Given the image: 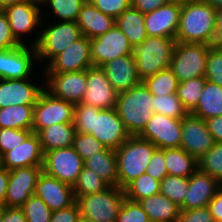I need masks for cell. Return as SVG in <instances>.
Segmentation results:
<instances>
[{"label": "cell", "mask_w": 222, "mask_h": 222, "mask_svg": "<svg viewBox=\"0 0 222 222\" xmlns=\"http://www.w3.org/2000/svg\"><path fill=\"white\" fill-rule=\"evenodd\" d=\"M73 124L76 132L91 134L114 150L131 136L115 108L99 109L82 103L75 104Z\"/></svg>", "instance_id": "6da1fadb"}, {"label": "cell", "mask_w": 222, "mask_h": 222, "mask_svg": "<svg viewBox=\"0 0 222 222\" xmlns=\"http://www.w3.org/2000/svg\"><path fill=\"white\" fill-rule=\"evenodd\" d=\"M216 12L204 0H181L176 42L213 46L216 40Z\"/></svg>", "instance_id": "7a4b0ae2"}, {"label": "cell", "mask_w": 222, "mask_h": 222, "mask_svg": "<svg viewBox=\"0 0 222 222\" xmlns=\"http://www.w3.org/2000/svg\"><path fill=\"white\" fill-rule=\"evenodd\" d=\"M115 110L131 136H138L155 113L153 94L141 82L118 93Z\"/></svg>", "instance_id": "3957f363"}, {"label": "cell", "mask_w": 222, "mask_h": 222, "mask_svg": "<svg viewBox=\"0 0 222 222\" xmlns=\"http://www.w3.org/2000/svg\"><path fill=\"white\" fill-rule=\"evenodd\" d=\"M156 149L150 141L138 136H130L116 149L119 188L124 189L145 173Z\"/></svg>", "instance_id": "277c9868"}, {"label": "cell", "mask_w": 222, "mask_h": 222, "mask_svg": "<svg viewBox=\"0 0 222 222\" xmlns=\"http://www.w3.org/2000/svg\"><path fill=\"white\" fill-rule=\"evenodd\" d=\"M176 39L148 36L133 51L137 74L141 81L170 67Z\"/></svg>", "instance_id": "5b68a950"}, {"label": "cell", "mask_w": 222, "mask_h": 222, "mask_svg": "<svg viewBox=\"0 0 222 222\" xmlns=\"http://www.w3.org/2000/svg\"><path fill=\"white\" fill-rule=\"evenodd\" d=\"M82 36L77 22L57 21L43 27L31 45L36 48L37 60L44 62L47 59L48 65L58 54Z\"/></svg>", "instance_id": "8992f818"}, {"label": "cell", "mask_w": 222, "mask_h": 222, "mask_svg": "<svg viewBox=\"0 0 222 222\" xmlns=\"http://www.w3.org/2000/svg\"><path fill=\"white\" fill-rule=\"evenodd\" d=\"M124 189L109 186L102 192L76 198L80 214L94 222H116L125 200Z\"/></svg>", "instance_id": "52a82bcc"}, {"label": "cell", "mask_w": 222, "mask_h": 222, "mask_svg": "<svg viewBox=\"0 0 222 222\" xmlns=\"http://www.w3.org/2000/svg\"><path fill=\"white\" fill-rule=\"evenodd\" d=\"M210 45L176 42L170 68L178 82L205 77Z\"/></svg>", "instance_id": "ba28073f"}, {"label": "cell", "mask_w": 222, "mask_h": 222, "mask_svg": "<svg viewBox=\"0 0 222 222\" xmlns=\"http://www.w3.org/2000/svg\"><path fill=\"white\" fill-rule=\"evenodd\" d=\"M75 104L53 97L44 89L34 105L32 132L58 123H73Z\"/></svg>", "instance_id": "9c48e42d"}, {"label": "cell", "mask_w": 222, "mask_h": 222, "mask_svg": "<svg viewBox=\"0 0 222 222\" xmlns=\"http://www.w3.org/2000/svg\"><path fill=\"white\" fill-rule=\"evenodd\" d=\"M84 168V160L74 147L54 149L44 153L43 171L71 186Z\"/></svg>", "instance_id": "30bf717a"}, {"label": "cell", "mask_w": 222, "mask_h": 222, "mask_svg": "<svg viewBox=\"0 0 222 222\" xmlns=\"http://www.w3.org/2000/svg\"><path fill=\"white\" fill-rule=\"evenodd\" d=\"M181 135L182 119L154 113L138 137L164 149L180 148Z\"/></svg>", "instance_id": "8fae6325"}, {"label": "cell", "mask_w": 222, "mask_h": 222, "mask_svg": "<svg viewBox=\"0 0 222 222\" xmlns=\"http://www.w3.org/2000/svg\"><path fill=\"white\" fill-rule=\"evenodd\" d=\"M44 75L47 79L46 82H43L44 89L53 97L73 104L81 103L87 87V69L65 73H45Z\"/></svg>", "instance_id": "7c38bea8"}, {"label": "cell", "mask_w": 222, "mask_h": 222, "mask_svg": "<svg viewBox=\"0 0 222 222\" xmlns=\"http://www.w3.org/2000/svg\"><path fill=\"white\" fill-rule=\"evenodd\" d=\"M134 48L115 24L107 33L91 39V61L101 67L117 57L133 54Z\"/></svg>", "instance_id": "4fadbf2b"}, {"label": "cell", "mask_w": 222, "mask_h": 222, "mask_svg": "<svg viewBox=\"0 0 222 222\" xmlns=\"http://www.w3.org/2000/svg\"><path fill=\"white\" fill-rule=\"evenodd\" d=\"M92 66L91 39L83 35L46 65L44 73L83 71Z\"/></svg>", "instance_id": "5bb4252c"}, {"label": "cell", "mask_w": 222, "mask_h": 222, "mask_svg": "<svg viewBox=\"0 0 222 222\" xmlns=\"http://www.w3.org/2000/svg\"><path fill=\"white\" fill-rule=\"evenodd\" d=\"M41 2L36 0H27L22 3L7 6L3 12L8 18L12 35L20 44L23 42V34L31 33L39 29L42 25V12L40 10ZM41 13V14H40Z\"/></svg>", "instance_id": "9a60e30c"}, {"label": "cell", "mask_w": 222, "mask_h": 222, "mask_svg": "<svg viewBox=\"0 0 222 222\" xmlns=\"http://www.w3.org/2000/svg\"><path fill=\"white\" fill-rule=\"evenodd\" d=\"M42 171L43 166H29L10 170L5 206L21 207L31 195H34L36 183Z\"/></svg>", "instance_id": "2e32d148"}, {"label": "cell", "mask_w": 222, "mask_h": 222, "mask_svg": "<svg viewBox=\"0 0 222 222\" xmlns=\"http://www.w3.org/2000/svg\"><path fill=\"white\" fill-rule=\"evenodd\" d=\"M21 44L16 48L0 50V79L30 78L33 61L37 58L35 46ZM34 59V60H33Z\"/></svg>", "instance_id": "e0dca14e"}, {"label": "cell", "mask_w": 222, "mask_h": 222, "mask_svg": "<svg viewBox=\"0 0 222 222\" xmlns=\"http://www.w3.org/2000/svg\"><path fill=\"white\" fill-rule=\"evenodd\" d=\"M182 140L180 148L199 160L215 144L208 131L206 121L189 113L182 118Z\"/></svg>", "instance_id": "ac0fdd59"}, {"label": "cell", "mask_w": 222, "mask_h": 222, "mask_svg": "<svg viewBox=\"0 0 222 222\" xmlns=\"http://www.w3.org/2000/svg\"><path fill=\"white\" fill-rule=\"evenodd\" d=\"M118 93L113 89L104 70L98 66L87 69V87L81 103L99 109H113Z\"/></svg>", "instance_id": "d6986e66"}, {"label": "cell", "mask_w": 222, "mask_h": 222, "mask_svg": "<svg viewBox=\"0 0 222 222\" xmlns=\"http://www.w3.org/2000/svg\"><path fill=\"white\" fill-rule=\"evenodd\" d=\"M181 12V0H172L145 14L146 33L150 37L176 39Z\"/></svg>", "instance_id": "ffe728a7"}, {"label": "cell", "mask_w": 222, "mask_h": 222, "mask_svg": "<svg viewBox=\"0 0 222 222\" xmlns=\"http://www.w3.org/2000/svg\"><path fill=\"white\" fill-rule=\"evenodd\" d=\"M35 195L41 198L52 212L68 208L76 202L71 185L44 171L36 183Z\"/></svg>", "instance_id": "44dd1931"}, {"label": "cell", "mask_w": 222, "mask_h": 222, "mask_svg": "<svg viewBox=\"0 0 222 222\" xmlns=\"http://www.w3.org/2000/svg\"><path fill=\"white\" fill-rule=\"evenodd\" d=\"M31 79H0V109L11 105H35L43 86Z\"/></svg>", "instance_id": "7402d4cb"}, {"label": "cell", "mask_w": 222, "mask_h": 222, "mask_svg": "<svg viewBox=\"0 0 222 222\" xmlns=\"http://www.w3.org/2000/svg\"><path fill=\"white\" fill-rule=\"evenodd\" d=\"M44 152L37 133H31L20 145L2 155L3 168L12 170L29 166H43Z\"/></svg>", "instance_id": "603a6c76"}, {"label": "cell", "mask_w": 222, "mask_h": 222, "mask_svg": "<svg viewBox=\"0 0 222 222\" xmlns=\"http://www.w3.org/2000/svg\"><path fill=\"white\" fill-rule=\"evenodd\" d=\"M222 185L199 168L189 176V189L181 210L207 207Z\"/></svg>", "instance_id": "cb8c5ba5"}, {"label": "cell", "mask_w": 222, "mask_h": 222, "mask_svg": "<svg viewBox=\"0 0 222 222\" xmlns=\"http://www.w3.org/2000/svg\"><path fill=\"white\" fill-rule=\"evenodd\" d=\"M101 68L117 93L128 91L142 82L137 74L133 54L117 57L104 63Z\"/></svg>", "instance_id": "d4e9b609"}, {"label": "cell", "mask_w": 222, "mask_h": 222, "mask_svg": "<svg viewBox=\"0 0 222 222\" xmlns=\"http://www.w3.org/2000/svg\"><path fill=\"white\" fill-rule=\"evenodd\" d=\"M76 22L82 34L89 39L107 33L115 25L114 18L98 10L89 0L82 5Z\"/></svg>", "instance_id": "484cf974"}, {"label": "cell", "mask_w": 222, "mask_h": 222, "mask_svg": "<svg viewBox=\"0 0 222 222\" xmlns=\"http://www.w3.org/2000/svg\"><path fill=\"white\" fill-rule=\"evenodd\" d=\"M150 222H176L181 209L163 194H156L139 201Z\"/></svg>", "instance_id": "4316f807"}, {"label": "cell", "mask_w": 222, "mask_h": 222, "mask_svg": "<svg viewBox=\"0 0 222 222\" xmlns=\"http://www.w3.org/2000/svg\"><path fill=\"white\" fill-rule=\"evenodd\" d=\"M144 23L145 14L132 6L115 19V24L127 37L133 48L140 45L148 37Z\"/></svg>", "instance_id": "83f0119b"}, {"label": "cell", "mask_w": 222, "mask_h": 222, "mask_svg": "<svg viewBox=\"0 0 222 222\" xmlns=\"http://www.w3.org/2000/svg\"><path fill=\"white\" fill-rule=\"evenodd\" d=\"M76 130L73 123H58L42 129L39 139L43 152L73 146Z\"/></svg>", "instance_id": "f1b7e54d"}, {"label": "cell", "mask_w": 222, "mask_h": 222, "mask_svg": "<svg viewBox=\"0 0 222 222\" xmlns=\"http://www.w3.org/2000/svg\"><path fill=\"white\" fill-rule=\"evenodd\" d=\"M84 165L97 173L109 186H118L116 150L106 147L86 159Z\"/></svg>", "instance_id": "f546056e"}, {"label": "cell", "mask_w": 222, "mask_h": 222, "mask_svg": "<svg viewBox=\"0 0 222 222\" xmlns=\"http://www.w3.org/2000/svg\"><path fill=\"white\" fill-rule=\"evenodd\" d=\"M191 114L203 120L222 116V86L206 80L198 105Z\"/></svg>", "instance_id": "4dcf8cb0"}, {"label": "cell", "mask_w": 222, "mask_h": 222, "mask_svg": "<svg viewBox=\"0 0 222 222\" xmlns=\"http://www.w3.org/2000/svg\"><path fill=\"white\" fill-rule=\"evenodd\" d=\"M168 175L189 178L198 168V160L182 148H165Z\"/></svg>", "instance_id": "1f68e13d"}, {"label": "cell", "mask_w": 222, "mask_h": 222, "mask_svg": "<svg viewBox=\"0 0 222 222\" xmlns=\"http://www.w3.org/2000/svg\"><path fill=\"white\" fill-rule=\"evenodd\" d=\"M34 105H11L0 109V128L32 130Z\"/></svg>", "instance_id": "d6a6232c"}, {"label": "cell", "mask_w": 222, "mask_h": 222, "mask_svg": "<svg viewBox=\"0 0 222 222\" xmlns=\"http://www.w3.org/2000/svg\"><path fill=\"white\" fill-rule=\"evenodd\" d=\"M161 181L144 173L130 182L125 188V197L128 200L139 202L144 198L159 194Z\"/></svg>", "instance_id": "836d02e7"}, {"label": "cell", "mask_w": 222, "mask_h": 222, "mask_svg": "<svg viewBox=\"0 0 222 222\" xmlns=\"http://www.w3.org/2000/svg\"><path fill=\"white\" fill-rule=\"evenodd\" d=\"M142 83L153 95L159 96L177 93L179 84L177 76L170 67L147 77Z\"/></svg>", "instance_id": "e575fe53"}, {"label": "cell", "mask_w": 222, "mask_h": 222, "mask_svg": "<svg viewBox=\"0 0 222 222\" xmlns=\"http://www.w3.org/2000/svg\"><path fill=\"white\" fill-rule=\"evenodd\" d=\"M108 187L109 185L97 173L85 165L72 186L75 199L79 196L102 192Z\"/></svg>", "instance_id": "d590c367"}, {"label": "cell", "mask_w": 222, "mask_h": 222, "mask_svg": "<svg viewBox=\"0 0 222 222\" xmlns=\"http://www.w3.org/2000/svg\"><path fill=\"white\" fill-rule=\"evenodd\" d=\"M206 80L205 77H197L178 84V98L189 113L197 107Z\"/></svg>", "instance_id": "8d00e7d4"}, {"label": "cell", "mask_w": 222, "mask_h": 222, "mask_svg": "<svg viewBox=\"0 0 222 222\" xmlns=\"http://www.w3.org/2000/svg\"><path fill=\"white\" fill-rule=\"evenodd\" d=\"M155 113L166 115L175 119L186 117L189 112L181 103L177 93L168 95H153Z\"/></svg>", "instance_id": "74e56055"}, {"label": "cell", "mask_w": 222, "mask_h": 222, "mask_svg": "<svg viewBox=\"0 0 222 222\" xmlns=\"http://www.w3.org/2000/svg\"><path fill=\"white\" fill-rule=\"evenodd\" d=\"M189 189V178L167 175L160 185V194L181 207Z\"/></svg>", "instance_id": "f35d334b"}, {"label": "cell", "mask_w": 222, "mask_h": 222, "mask_svg": "<svg viewBox=\"0 0 222 222\" xmlns=\"http://www.w3.org/2000/svg\"><path fill=\"white\" fill-rule=\"evenodd\" d=\"M87 0H42L41 4L49 6L59 21L76 22L82 5Z\"/></svg>", "instance_id": "ab89813d"}, {"label": "cell", "mask_w": 222, "mask_h": 222, "mask_svg": "<svg viewBox=\"0 0 222 222\" xmlns=\"http://www.w3.org/2000/svg\"><path fill=\"white\" fill-rule=\"evenodd\" d=\"M199 169L222 185V143L214 146L198 160Z\"/></svg>", "instance_id": "60d3db41"}, {"label": "cell", "mask_w": 222, "mask_h": 222, "mask_svg": "<svg viewBox=\"0 0 222 222\" xmlns=\"http://www.w3.org/2000/svg\"><path fill=\"white\" fill-rule=\"evenodd\" d=\"M27 222H50L52 211L35 194L21 206Z\"/></svg>", "instance_id": "b9f144b4"}, {"label": "cell", "mask_w": 222, "mask_h": 222, "mask_svg": "<svg viewBox=\"0 0 222 222\" xmlns=\"http://www.w3.org/2000/svg\"><path fill=\"white\" fill-rule=\"evenodd\" d=\"M73 147L75 151L85 161L97 152L103 151L106 146L103 145L97 138L91 134H84L76 132L74 136Z\"/></svg>", "instance_id": "7bdbcfd3"}, {"label": "cell", "mask_w": 222, "mask_h": 222, "mask_svg": "<svg viewBox=\"0 0 222 222\" xmlns=\"http://www.w3.org/2000/svg\"><path fill=\"white\" fill-rule=\"evenodd\" d=\"M32 130H20L10 128H0V154L1 156L20 145Z\"/></svg>", "instance_id": "ee69618b"}, {"label": "cell", "mask_w": 222, "mask_h": 222, "mask_svg": "<svg viewBox=\"0 0 222 222\" xmlns=\"http://www.w3.org/2000/svg\"><path fill=\"white\" fill-rule=\"evenodd\" d=\"M116 222H150L139 202L125 198Z\"/></svg>", "instance_id": "f6af8a7d"}, {"label": "cell", "mask_w": 222, "mask_h": 222, "mask_svg": "<svg viewBox=\"0 0 222 222\" xmlns=\"http://www.w3.org/2000/svg\"><path fill=\"white\" fill-rule=\"evenodd\" d=\"M205 78L222 86V54L213 46H210L208 51Z\"/></svg>", "instance_id": "bcb514c9"}, {"label": "cell", "mask_w": 222, "mask_h": 222, "mask_svg": "<svg viewBox=\"0 0 222 222\" xmlns=\"http://www.w3.org/2000/svg\"><path fill=\"white\" fill-rule=\"evenodd\" d=\"M98 10L116 19L131 6V0H89Z\"/></svg>", "instance_id": "7dc6e473"}, {"label": "cell", "mask_w": 222, "mask_h": 222, "mask_svg": "<svg viewBox=\"0 0 222 222\" xmlns=\"http://www.w3.org/2000/svg\"><path fill=\"white\" fill-rule=\"evenodd\" d=\"M145 173L159 181H162L168 175V171L165 166V148H157L154 151Z\"/></svg>", "instance_id": "c3c4849f"}, {"label": "cell", "mask_w": 222, "mask_h": 222, "mask_svg": "<svg viewBox=\"0 0 222 222\" xmlns=\"http://www.w3.org/2000/svg\"><path fill=\"white\" fill-rule=\"evenodd\" d=\"M20 45L12 35L6 14L0 10V50L16 48Z\"/></svg>", "instance_id": "681fc988"}, {"label": "cell", "mask_w": 222, "mask_h": 222, "mask_svg": "<svg viewBox=\"0 0 222 222\" xmlns=\"http://www.w3.org/2000/svg\"><path fill=\"white\" fill-rule=\"evenodd\" d=\"M176 222H215L209 207L181 210Z\"/></svg>", "instance_id": "f907efd6"}, {"label": "cell", "mask_w": 222, "mask_h": 222, "mask_svg": "<svg viewBox=\"0 0 222 222\" xmlns=\"http://www.w3.org/2000/svg\"><path fill=\"white\" fill-rule=\"evenodd\" d=\"M80 215L79 207L75 202L68 208L53 211L50 222H77Z\"/></svg>", "instance_id": "816d5d0a"}, {"label": "cell", "mask_w": 222, "mask_h": 222, "mask_svg": "<svg viewBox=\"0 0 222 222\" xmlns=\"http://www.w3.org/2000/svg\"><path fill=\"white\" fill-rule=\"evenodd\" d=\"M172 0H131V6L143 14L152 12Z\"/></svg>", "instance_id": "f5cc1de1"}, {"label": "cell", "mask_w": 222, "mask_h": 222, "mask_svg": "<svg viewBox=\"0 0 222 222\" xmlns=\"http://www.w3.org/2000/svg\"><path fill=\"white\" fill-rule=\"evenodd\" d=\"M205 121L214 141L222 143V116L211 117Z\"/></svg>", "instance_id": "db71d44e"}, {"label": "cell", "mask_w": 222, "mask_h": 222, "mask_svg": "<svg viewBox=\"0 0 222 222\" xmlns=\"http://www.w3.org/2000/svg\"><path fill=\"white\" fill-rule=\"evenodd\" d=\"M2 222H27L21 207H3Z\"/></svg>", "instance_id": "11a10c76"}, {"label": "cell", "mask_w": 222, "mask_h": 222, "mask_svg": "<svg viewBox=\"0 0 222 222\" xmlns=\"http://www.w3.org/2000/svg\"><path fill=\"white\" fill-rule=\"evenodd\" d=\"M208 207L215 222H222V187L209 202Z\"/></svg>", "instance_id": "9f6ffc18"}, {"label": "cell", "mask_w": 222, "mask_h": 222, "mask_svg": "<svg viewBox=\"0 0 222 222\" xmlns=\"http://www.w3.org/2000/svg\"><path fill=\"white\" fill-rule=\"evenodd\" d=\"M9 181V170L2 168L0 170V206L5 207V198Z\"/></svg>", "instance_id": "6f0895ef"}, {"label": "cell", "mask_w": 222, "mask_h": 222, "mask_svg": "<svg viewBox=\"0 0 222 222\" xmlns=\"http://www.w3.org/2000/svg\"><path fill=\"white\" fill-rule=\"evenodd\" d=\"M216 38H222V8L216 12Z\"/></svg>", "instance_id": "680465c9"}, {"label": "cell", "mask_w": 222, "mask_h": 222, "mask_svg": "<svg viewBox=\"0 0 222 222\" xmlns=\"http://www.w3.org/2000/svg\"><path fill=\"white\" fill-rule=\"evenodd\" d=\"M27 0H0V10H3L5 7L14 5L16 3H22Z\"/></svg>", "instance_id": "91938a15"}, {"label": "cell", "mask_w": 222, "mask_h": 222, "mask_svg": "<svg viewBox=\"0 0 222 222\" xmlns=\"http://www.w3.org/2000/svg\"><path fill=\"white\" fill-rule=\"evenodd\" d=\"M204 1L213 6L215 9L222 8V0H204Z\"/></svg>", "instance_id": "94428289"}, {"label": "cell", "mask_w": 222, "mask_h": 222, "mask_svg": "<svg viewBox=\"0 0 222 222\" xmlns=\"http://www.w3.org/2000/svg\"><path fill=\"white\" fill-rule=\"evenodd\" d=\"M213 47L222 54V38H216Z\"/></svg>", "instance_id": "6125c7cd"}, {"label": "cell", "mask_w": 222, "mask_h": 222, "mask_svg": "<svg viewBox=\"0 0 222 222\" xmlns=\"http://www.w3.org/2000/svg\"><path fill=\"white\" fill-rule=\"evenodd\" d=\"M77 222H94V221L80 215Z\"/></svg>", "instance_id": "be15d7a7"}, {"label": "cell", "mask_w": 222, "mask_h": 222, "mask_svg": "<svg viewBox=\"0 0 222 222\" xmlns=\"http://www.w3.org/2000/svg\"><path fill=\"white\" fill-rule=\"evenodd\" d=\"M3 220V207L0 206V222Z\"/></svg>", "instance_id": "e7e4bbea"}, {"label": "cell", "mask_w": 222, "mask_h": 222, "mask_svg": "<svg viewBox=\"0 0 222 222\" xmlns=\"http://www.w3.org/2000/svg\"><path fill=\"white\" fill-rule=\"evenodd\" d=\"M3 168V165H2V156L0 154V170Z\"/></svg>", "instance_id": "03108f58"}]
</instances>
